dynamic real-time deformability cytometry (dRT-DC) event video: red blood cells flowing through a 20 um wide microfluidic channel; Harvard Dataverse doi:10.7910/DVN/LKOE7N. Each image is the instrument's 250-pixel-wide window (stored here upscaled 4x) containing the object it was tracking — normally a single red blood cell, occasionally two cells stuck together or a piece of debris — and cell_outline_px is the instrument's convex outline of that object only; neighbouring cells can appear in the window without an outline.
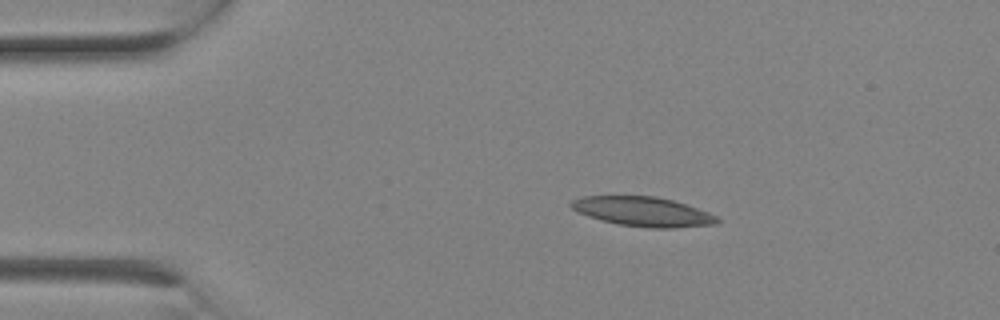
{"species": "Egyptian fruit bat (a non-hibernating species)", "species_latin": "Rousettus aegyptiacus", "temperature_condition": "room temperature", "stored_images_in_passage": 2, "camera_frame_rate_fps": 3000, "um_per_image_px": 0.085, "animal": {"sex": "female"}, "frame": {"image": 1, "passage_image": 2, "time_ms": 0.333, "image_size_px": [1000, 320], "cell_outline_px": [[720, 220], [716, 224], [676, 228], [648, 228], [620, 224], [600, 220], [588, 216], [572, 208], [568, 204], [572, 200], [580, 196], [656, 196], [672, 200], [708, 212], [716, 216]], "centroid_in_image_um": [54.63, 17.99], "position_along_channel_um": 30.4, "area_um2": 24.97}}